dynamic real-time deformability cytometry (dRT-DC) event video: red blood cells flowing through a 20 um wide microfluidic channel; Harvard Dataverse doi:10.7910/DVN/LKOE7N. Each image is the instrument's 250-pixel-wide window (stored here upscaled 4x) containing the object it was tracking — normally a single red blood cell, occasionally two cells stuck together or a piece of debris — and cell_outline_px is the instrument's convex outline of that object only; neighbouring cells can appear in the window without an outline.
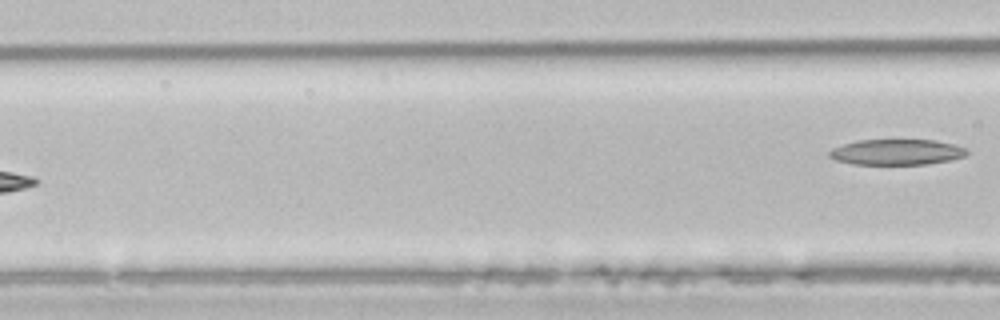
{"species": "common noctule bat (a hibernating species)", "species_latin": "Nyctalus noctula", "temperature_condition": "room temperature", "stored_images_in_passage": 5, "camera_frame_rate_fps": 3000, "um_per_image_px": 0.085, "animal": {"sex": "male", "body_mass_g": 21.5, "forearm_length_mm": 52.0}, "frame": {"image": 1, "passage_image": 5, "time_ms": 5.333, "image_size_px": [1000, 320], "cell_outline_px": [[968, 152], [964, 156], [952, 160], [928, 164], [852, 164], [836, 160], [828, 156], [828, 152], [832, 148], [856, 140], [936, 140], [952, 144], [964, 148]], "centroid_in_image_um": [76.19, 12.93], "position_along_channel_um": 90.4, "area_um2": 20.52}}